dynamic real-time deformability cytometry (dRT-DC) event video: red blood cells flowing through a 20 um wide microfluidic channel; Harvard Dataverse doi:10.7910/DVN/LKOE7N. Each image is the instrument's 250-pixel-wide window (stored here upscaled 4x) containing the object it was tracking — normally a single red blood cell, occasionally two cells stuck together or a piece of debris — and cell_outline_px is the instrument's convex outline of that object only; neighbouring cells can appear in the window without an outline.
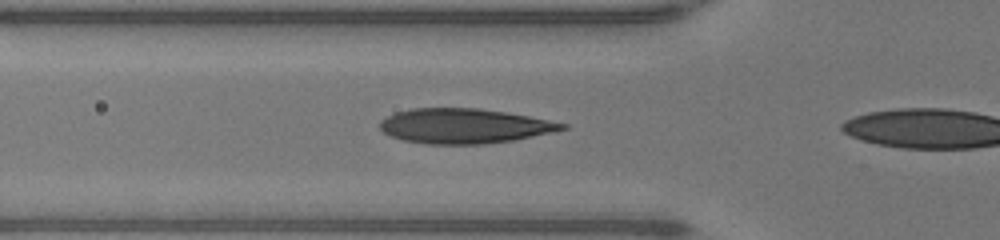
{"species": "human", "species_latin": "Homo sapiens", "temperature_condition": "warm", "stored_images_in_passage": 3, "camera_frame_rate_fps": 3000, "um_per_image_px": 0.085, "donor": {"sex": "male"}, "frame": {"image": 1, "passage_image": 2, "time_ms": 0.333, "image_size_px": [1000, 240], "cell_outline_px": [[568, 128], [552, 132], [512, 140], [484, 144], [424, 144], [404, 140], [392, 136], [384, 132], [380, 128], [380, 120], [396, 112], [412, 108], [476, 108], [504, 112], [528, 116], [568, 124]], "centroid_in_image_um": [39.44, 10.71], "position_along_channel_um": 86.4, "area_um2": 36.7}}